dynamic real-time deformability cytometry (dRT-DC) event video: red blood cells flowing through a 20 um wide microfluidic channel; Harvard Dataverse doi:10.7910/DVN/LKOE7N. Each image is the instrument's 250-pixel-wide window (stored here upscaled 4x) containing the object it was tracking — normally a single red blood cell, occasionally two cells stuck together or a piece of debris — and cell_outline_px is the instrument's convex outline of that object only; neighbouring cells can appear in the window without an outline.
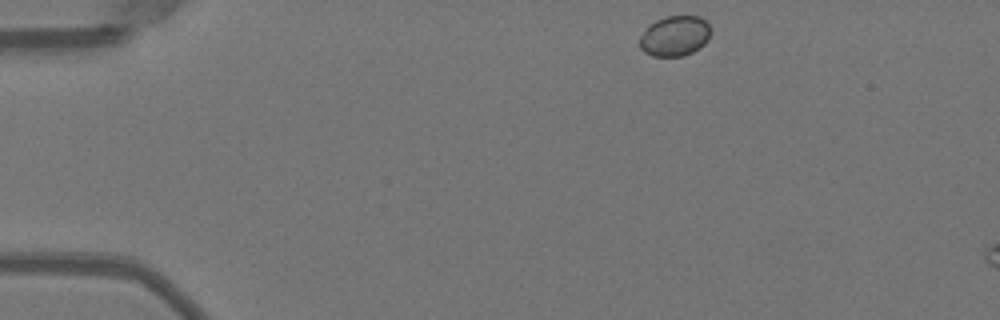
{"species": "Egyptian fruit bat (a non-hibernating species)", "species_latin": "Rousettus aegyptiacus", "temperature_condition": "warm", "stored_images_in_passage": 7, "camera_frame_rate_fps": 3000, "um_per_image_px": 0.085, "animal": {"sex": "female"}, "frame": {"image": 1, "passage_image": 1, "time_ms": 0.0, "image_size_px": [1000, 320], "cell_outline_px": [[708, 40], [700, 48], [684, 56], [652, 56], [644, 52], [640, 48], [640, 36], [648, 24], [664, 16], [700, 16], [708, 24]], "centroid_in_image_um": [57.32, 3.06], "position_along_channel_um": 27.7, "area_um2": 16.7}}